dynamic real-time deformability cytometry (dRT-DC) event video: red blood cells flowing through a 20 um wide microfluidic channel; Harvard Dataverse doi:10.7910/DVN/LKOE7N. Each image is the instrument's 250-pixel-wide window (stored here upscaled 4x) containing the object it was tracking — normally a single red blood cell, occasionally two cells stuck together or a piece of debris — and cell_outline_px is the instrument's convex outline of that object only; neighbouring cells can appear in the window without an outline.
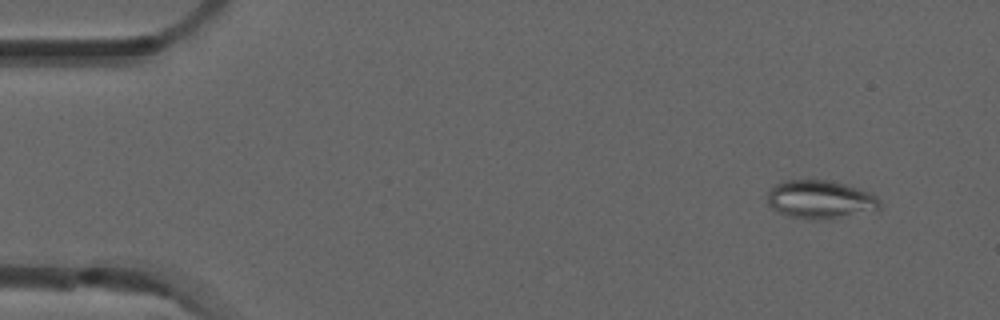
{"species": "common noctule bat (a hibernating species)", "species_latin": "Nyctalus noctula", "temperature_condition": "room temperature", "stored_images_in_passage": 5, "camera_frame_rate_fps": 3000, "um_per_image_px": 0.085, "animal": {"sex": "male", "forearm_length_mm": 52.5}, "frame": {"image": 1, "passage_image": 2, "time_ms": 0.333, "image_size_px": [1000, 320], "cell_outline_px": [[880, 208], [828, 220], [808, 220], [788, 216], [776, 212], [768, 204], [768, 192], [776, 184], [784, 180], [828, 180], [844, 184], [872, 192], [880, 200]], "centroid_in_image_um": [69.7, 16.97], "position_along_channel_um": 15.3, "area_um2": 25.26}}